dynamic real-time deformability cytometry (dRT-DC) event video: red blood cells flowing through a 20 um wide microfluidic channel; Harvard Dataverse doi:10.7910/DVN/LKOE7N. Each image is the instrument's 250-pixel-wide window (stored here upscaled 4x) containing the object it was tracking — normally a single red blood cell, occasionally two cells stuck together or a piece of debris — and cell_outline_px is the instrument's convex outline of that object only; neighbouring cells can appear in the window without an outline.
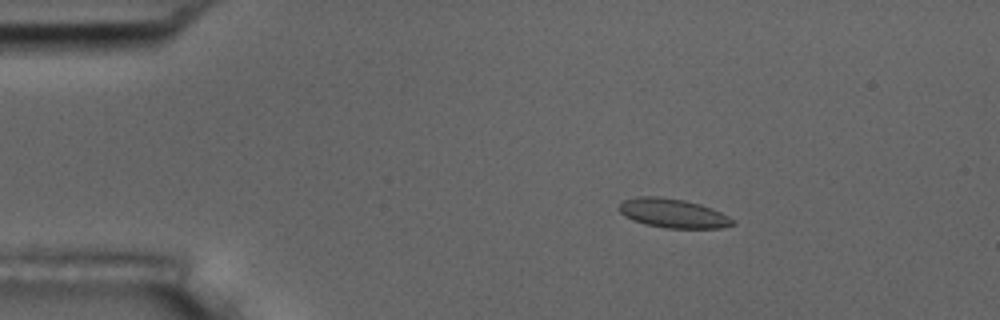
{"species": "common noctule bat (a hibernating species)", "species_latin": "Nyctalus noctula", "temperature_condition": "room temperature", "stored_images_in_passage": 6, "camera_frame_rate_fps": 3000, "um_per_image_px": 0.085, "animal": {"sex": "male", "body_mass_g": 17.5, "forearm_length_mm": 52.3}, "frame": {"image": 1, "passage_image": 3, "time_ms": 2.333, "image_size_px": [1000, 320], "cell_outline_px": [[736, 224], [720, 228], [668, 228], [644, 224], [632, 220], [624, 216], [616, 208], [624, 200], [636, 196], [660, 196], [684, 200], [700, 204], [712, 208], [736, 220]], "centroid_in_image_um": [57.19, 18.12], "position_along_channel_um": 27.8, "area_um2": 19.48}}